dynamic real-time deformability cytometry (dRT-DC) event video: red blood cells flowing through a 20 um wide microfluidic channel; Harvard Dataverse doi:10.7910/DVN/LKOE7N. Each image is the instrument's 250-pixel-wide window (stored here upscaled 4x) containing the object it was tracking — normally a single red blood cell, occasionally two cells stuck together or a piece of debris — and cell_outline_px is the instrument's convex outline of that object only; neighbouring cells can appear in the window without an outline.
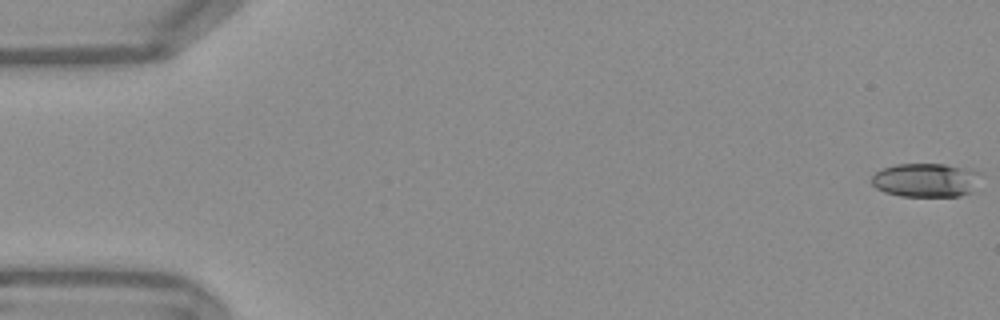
{"species": "Egyptian fruit bat (a non-hibernating species)", "species_latin": "Rousettus aegyptiacus", "temperature_condition": "warm", "stored_images_in_passage": 18, "camera_frame_rate_fps": 3000, "um_per_image_px": 0.085, "frame": {"image": 1, "passage_image": 1, "time_ms": 0.0, "image_size_px": [1000, 320], "cell_outline_px": [[980, 172], [968, 192], [956, 196], [900, 196], [884, 192], [876, 188], [872, 184], [872, 176], [876, 172], [884, 168], [896, 164], [944, 164]], "centroid_in_image_um": [78.58, 15.3], "position_along_channel_um": 6.4, "area_um2": 20.87}}
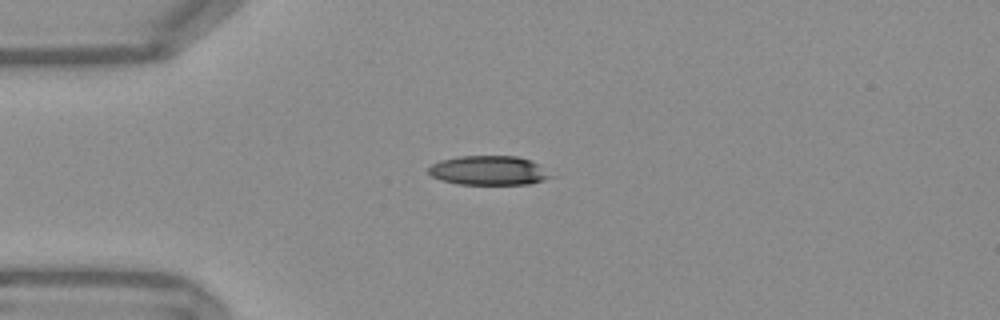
{"frame": {"image": 2, "passage_image": 14, "time_ms": 4.333, "image_size_px": [1000, 320], "cell_outline_px": [[556, 176], [544, 180], [528, 184], [460, 184], [440, 180], [432, 176], [428, 172], [428, 168], [432, 164], [440, 160], [460, 156], [516, 156], [528, 160], [536, 164]], "centroid_in_image_um": [41.53, 14.49], "position_along_channel_um": 43.5, "area_um2": 20.75}}